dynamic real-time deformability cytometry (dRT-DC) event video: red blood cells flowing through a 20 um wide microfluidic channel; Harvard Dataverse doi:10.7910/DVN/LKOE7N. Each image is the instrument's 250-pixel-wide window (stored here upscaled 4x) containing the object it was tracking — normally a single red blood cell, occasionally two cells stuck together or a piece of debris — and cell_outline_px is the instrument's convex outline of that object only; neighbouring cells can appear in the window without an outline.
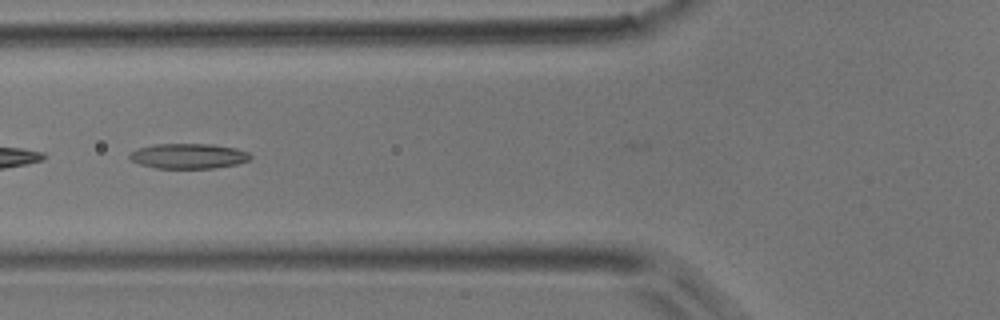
{"species": "common noctule bat (a hibernating species)", "species_latin": "Nyctalus noctula", "temperature_condition": "room temperature", "stored_images_in_passage": 10, "camera_frame_rate_fps": 3000, "um_per_image_px": 0.085, "animal": {"sex": "male", "body_mass_g": 17.9}, "frame": {"image": 1, "passage_image": 7, "time_ms": 2.0, "image_size_px": [1000, 320], "cell_outline_px": [[252, 156], [248, 160], [236, 164], [216, 168], [156, 168], [140, 164], [132, 160], [128, 156], [136, 148], [152, 144], [212, 144], [236, 148], [248, 152]], "centroid_in_image_um": [16.01, 13.26], "position_along_channel_um": 109.8, "area_um2": 17.69}}